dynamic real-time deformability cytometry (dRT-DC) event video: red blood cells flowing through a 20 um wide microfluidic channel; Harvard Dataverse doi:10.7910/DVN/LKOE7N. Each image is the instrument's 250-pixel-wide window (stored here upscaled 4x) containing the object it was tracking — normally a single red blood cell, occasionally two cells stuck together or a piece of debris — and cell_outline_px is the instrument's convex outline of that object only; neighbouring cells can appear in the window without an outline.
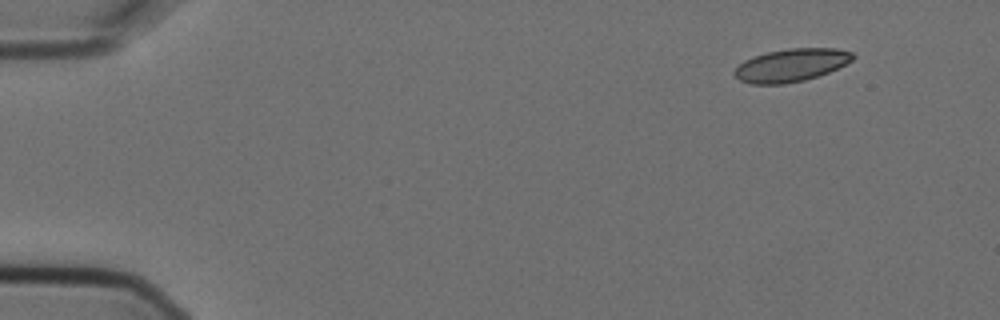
{"species": "Egyptian fruit bat (a non-hibernating species)", "species_latin": "Rousettus aegyptiacus", "temperature_condition": "cold", "stored_images_in_passage": 5, "camera_frame_rate_fps": 3000, "um_per_image_px": 0.085, "animal": {"sex": "female"}, "frame": {"image": 1, "passage_image": 1, "time_ms": 0.0, "image_size_px": [1000, 320], "cell_outline_px": [[856, 56], [852, 60], [828, 72], [804, 80], [784, 84], [752, 84], [740, 80], [732, 72], [744, 60], [752, 56], [768, 52], [788, 48], [836, 48], [852, 52]], "centroid_in_image_um": [67.23, 5.53], "position_along_channel_um": 17.8, "area_um2": 22.54}}
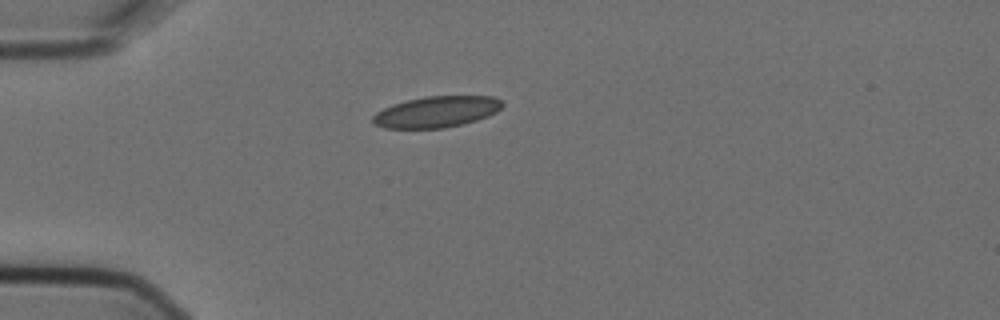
{"frame": {"image": 2, "passage_image": 3, "time_ms": 0.667, "image_size_px": [1000, 320], "cell_outline_px": [[504, 104], [496, 112], [488, 116], [464, 124], [444, 128], [384, 128], [372, 124], [372, 116], [376, 112], [392, 104], [408, 100], [428, 96], [492, 96], [500, 100]], "centroid_in_image_um": [37.08, 9.51], "position_along_channel_um": 47.9, "area_um2": 23.52}}
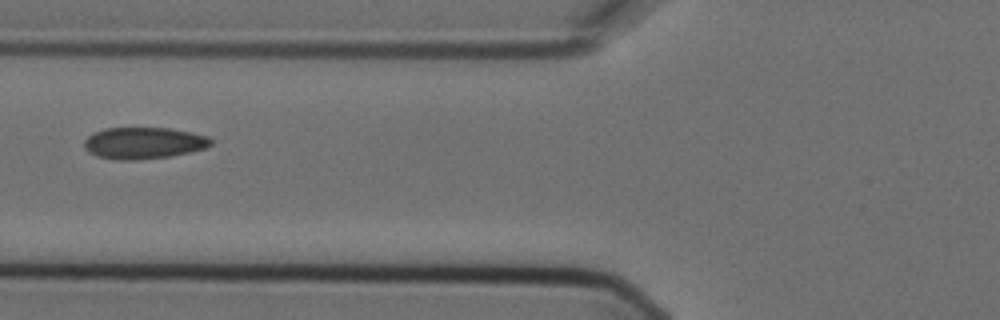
{"frame": {"image": 3, "passage_image": 5, "time_ms": 1.333, "image_size_px": [1000, 320], "cell_outline_px": [[212, 144], [204, 148], [188, 152], [168, 156], [136, 160], [116, 160], [96, 156], [88, 152], [84, 148], [84, 140], [92, 132], [104, 128], [168, 128], [192, 132], [208, 136], [212, 140]], "centroid_in_image_um": [12.16, 12.15], "position_along_channel_um": 113.6, "area_um2": 23.41}}